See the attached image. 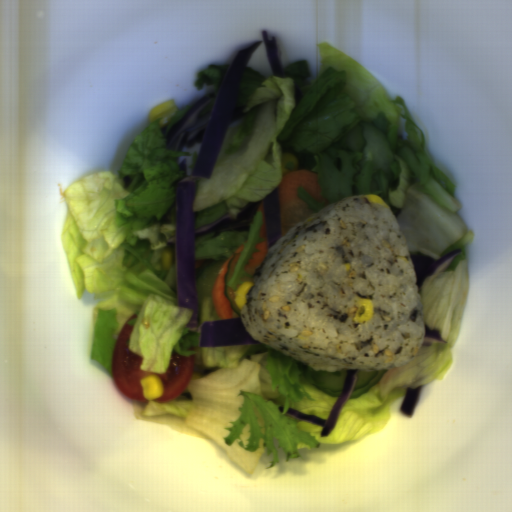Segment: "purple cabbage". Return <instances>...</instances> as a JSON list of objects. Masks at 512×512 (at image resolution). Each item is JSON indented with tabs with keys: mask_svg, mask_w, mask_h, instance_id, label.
Masks as SVG:
<instances>
[{
	"mask_svg": "<svg viewBox=\"0 0 512 512\" xmlns=\"http://www.w3.org/2000/svg\"><path fill=\"white\" fill-rule=\"evenodd\" d=\"M257 40L235 52L224 79L215 93L196 101L174 121L164 134L165 149L181 151L200 144L194 167L188 172L186 158L179 169L185 177L179 182L174 198L175 235L167 244L174 246L177 306L191 309L186 327L198 326L201 316L195 286L196 270L205 260H194L197 238L223 231H250L258 202H250L236 215L225 214L209 224L196 228L193 212L197 185L212 175L218 154L228 130L240 85L246 68L257 49L263 44L272 75L283 68L280 46L276 37L262 31Z\"/></svg>",
	"mask_w": 512,
	"mask_h": 512,
	"instance_id": "obj_1",
	"label": "purple cabbage"
},
{
	"mask_svg": "<svg viewBox=\"0 0 512 512\" xmlns=\"http://www.w3.org/2000/svg\"><path fill=\"white\" fill-rule=\"evenodd\" d=\"M261 344L243 326L242 316L236 319L205 321L200 327V348Z\"/></svg>",
	"mask_w": 512,
	"mask_h": 512,
	"instance_id": "obj_2",
	"label": "purple cabbage"
},
{
	"mask_svg": "<svg viewBox=\"0 0 512 512\" xmlns=\"http://www.w3.org/2000/svg\"><path fill=\"white\" fill-rule=\"evenodd\" d=\"M359 369L355 368H348L344 379L341 385V389L339 392V395L326 419H322L317 415H306L301 414L292 407L287 410V414L291 415L293 417L302 419L307 422L320 424L321 429V437H328L330 433L333 431L335 424L337 422V419L339 417V414L341 410L345 407V405L349 402L353 388L355 386L357 376H358Z\"/></svg>",
	"mask_w": 512,
	"mask_h": 512,
	"instance_id": "obj_3",
	"label": "purple cabbage"
},
{
	"mask_svg": "<svg viewBox=\"0 0 512 512\" xmlns=\"http://www.w3.org/2000/svg\"><path fill=\"white\" fill-rule=\"evenodd\" d=\"M461 252V249L457 248L440 259H436L419 250L414 252L411 255V262L417 276L416 285L418 288V294H421V288L427 278L437 275L447 269Z\"/></svg>",
	"mask_w": 512,
	"mask_h": 512,
	"instance_id": "obj_4",
	"label": "purple cabbage"
},
{
	"mask_svg": "<svg viewBox=\"0 0 512 512\" xmlns=\"http://www.w3.org/2000/svg\"><path fill=\"white\" fill-rule=\"evenodd\" d=\"M267 253L283 237L279 189L263 199Z\"/></svg>",
	"mask_w": 512,
	"mask_h": 512,
	"instance_id": "obj_5",
	"label": "purple cabbage"
},
{
	"mask_svg": "<svg viewBox=\"0 0 512 512\" xmlns=\"http://www.w3.org/2000/svg\"><path fill=\"white\" fill-rule=\"evenodd\" d=\"M422 388L423 387L420 386L417 388H411L408 386L405 387L404 394L399 407V411L401 412L402 415L407 416L409 418L414 416Z\"/></svg>",
	"mask_w": 512,
	"mask_h": 512,
	"instance_id": "obj_6",
	"label": "purple cabbage"
},
{
	"mask_svg": "<svg viewBox=\"0 0 512 512\" xmlns=\"http://www.w3.org/2000/svg\"><path fill=\"white\" fill-rule=\"evenodd\" d=\"M425 336L421 348H430L432 343L440 342L447 344L446 340H442L441 332L438 329H430L428 324L424 321Z\"/></svg>",
	"mask_w": 512,
	"mask_h": 512,
	"instance_id": "obj_7",
	"label": "purple cabbage"
}]
</instances>
